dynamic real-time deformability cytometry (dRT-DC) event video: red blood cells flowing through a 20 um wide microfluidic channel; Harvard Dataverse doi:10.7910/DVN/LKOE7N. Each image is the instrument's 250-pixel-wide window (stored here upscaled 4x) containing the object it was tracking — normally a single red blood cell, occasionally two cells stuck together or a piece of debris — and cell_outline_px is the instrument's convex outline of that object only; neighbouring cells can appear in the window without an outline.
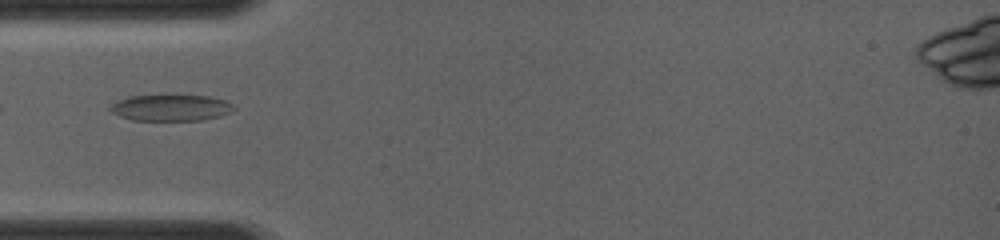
{"species": "common noctule bat (a hibernating species)", "species_latin": "Nyctalus noctula", "temperature_condition": "room temperature", "stored_images_in_passage": 35, "camera_frame_rate_fps": 4000, "um_per_image_px": 0.085, "animal": {"sex": "female", "body_mass_g": 19.0, "forearm_length_mm": 56.7}, "frame": {"image": 1, "passage_image": 1, "time_ms": 0.0, "image_size_px": [1000, 240], "cell_outline_px": [[236, 108], [220, 116], [200, 120], [132, 120], [120, 116], [112, 112], [108, 108], [112, 104], [128, 96], [208, 96], [224, 100], [232, 104]], "centroid_in_image_um": [14.51, 9.17], "position_along_channel_um": 70.5, "area_um2": 18.55}}
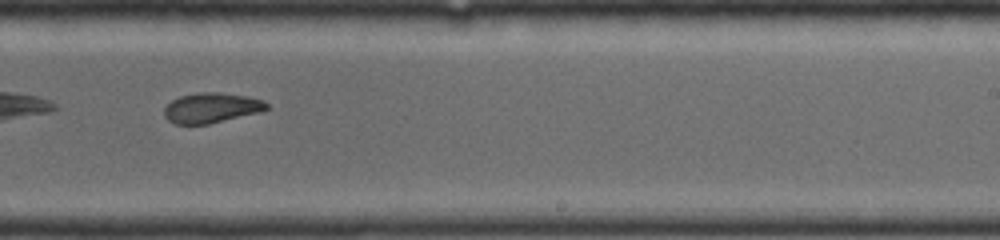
{"frame": {"image": 2, "passage_image": 17, "time_ms": 4.25, "image_size_px": [1000, 240], "cell_outline_px": [[268, 108], [260, 112], [208, 124], [176, 124], [168, 120], [164, 116], [164, 108], [172, 100], [180, 96], [200, 92], [216, 92], [248, 96], [264, 100], [268, 104]], "centroid_in_image_um": [17.97, 9.16], "position_along_channel_um": 271.0, "area_um2": 17.92}}
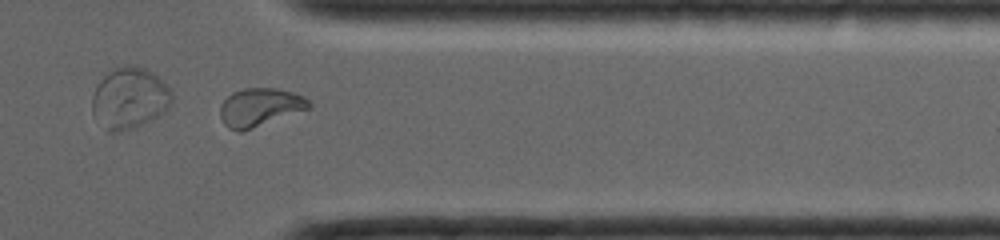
{"frame": {"image": 3, "passage_image": 27, "time_ms": 6.75, "image_size_px": [1000, 240], "cell_outline_px": [[312, 104], [308, 108], [252, 128], [240, 132], [236, 132], [228, 128], [224, 124], [220, 116], [220, 108], [224, 100], [232, 92], [244, 88], [276, 88], [292, 92], [304, 96]], "centroid_in_image_um": [22.05, 9.11], "position_along_channel_um": 389.4, "area_um2": 19.48}}